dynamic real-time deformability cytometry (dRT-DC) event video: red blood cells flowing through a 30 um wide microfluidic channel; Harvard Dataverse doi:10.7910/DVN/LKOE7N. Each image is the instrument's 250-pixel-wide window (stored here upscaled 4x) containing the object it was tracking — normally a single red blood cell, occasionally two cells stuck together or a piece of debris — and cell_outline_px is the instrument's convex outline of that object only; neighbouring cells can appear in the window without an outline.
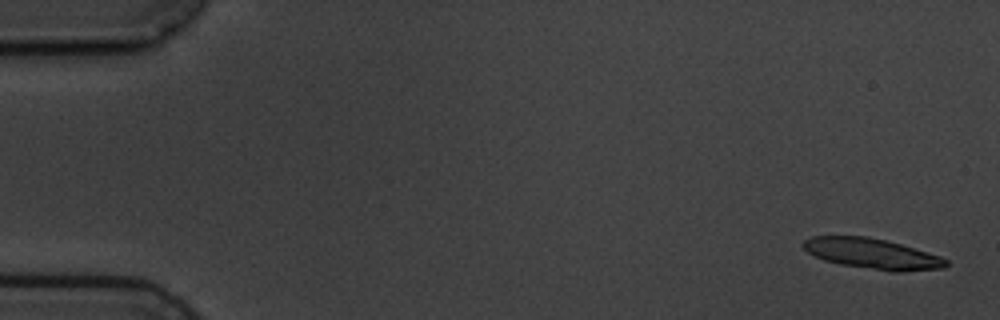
{"species": "common noctule bat (a hibernating species)", "species_latin": "Nyctalus noctula", "temperature_condition": "cold", "stored_images_in_passage": 6, "camera_frame_rate_fps": 3000, "um_per_image_px": 0.085, "animal": {"sex": "male", "body_mass_g": 19.5, "forearm_length_mm": 54.6}, "frame": {"image": 1, "passage_image": 1, "time_ms": 0.0, "image_size_px": [1000, 320], "cell_outline_px": [[948, 264], [944, 268], [904, 272], [892, 272], [840, 264], [824, 260], [808, 252], [800, 244], [804, 240], [812, 236], [868, 236], [900, 244], [940, 256], [948, 260]], "centroid_in_image_um": [74.14, 21.57], "position_along_channel_um": 10.9, "area_um2": 25.32}}